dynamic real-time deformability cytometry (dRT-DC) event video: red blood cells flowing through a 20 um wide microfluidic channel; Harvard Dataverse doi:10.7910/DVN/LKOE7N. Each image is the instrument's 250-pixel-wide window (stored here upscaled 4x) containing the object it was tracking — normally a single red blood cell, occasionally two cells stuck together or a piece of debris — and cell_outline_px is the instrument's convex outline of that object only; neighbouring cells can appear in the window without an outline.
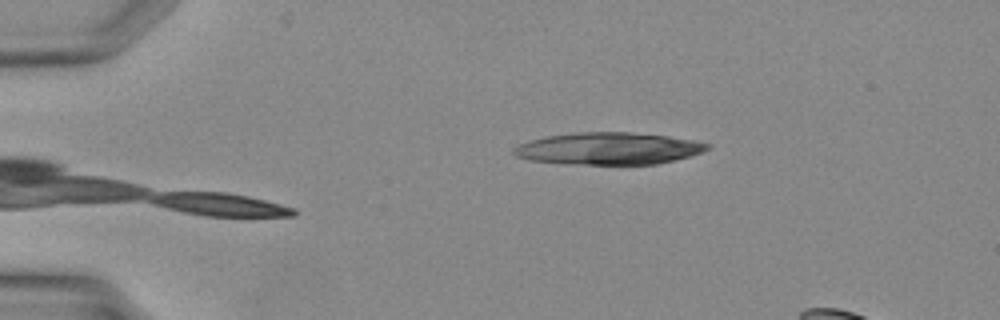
{"species": "Egyptian fruit bat (a non-hibernating species)", "species_latin": "Rousettus aegyptiacus", "temperature_condition": "warm", "stored_images_in_passage": 6, "camera_frame_rate_fps": 3000, "um_per_image_px": 0.085, "animal": {"sex": "female"}, "frame": {"image": 1, "passage_image": 1, "time_ms": 0.0, "image_size_px": [1000, 320], "cell_outline_px": [[712, 144], [708, 148], [700, 152], [688, 156], [656, 164], [584, 164], [532, 160], [516, 156], [512, 152], [512, 148], [520, 144], [532, 140], [548, 136], [576, 132], [628, 132], [668, 136], [692, 140]], "centroid_in_image_um": [51.73, 12.61], "position_along_channel_um": 33.3, "area_um2": 35.55}}